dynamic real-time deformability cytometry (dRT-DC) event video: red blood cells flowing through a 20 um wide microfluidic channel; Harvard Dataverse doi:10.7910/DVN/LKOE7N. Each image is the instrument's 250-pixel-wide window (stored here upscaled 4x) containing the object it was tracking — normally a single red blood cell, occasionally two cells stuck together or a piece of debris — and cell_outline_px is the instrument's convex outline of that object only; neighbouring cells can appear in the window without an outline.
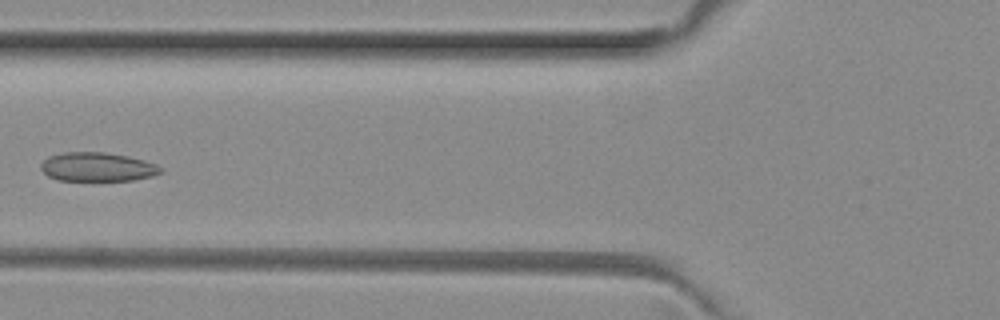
{"species": "common noctule bat (a hibernating species)", "species_latin": "Nyctalus noctula", "temperature_condition": "room temperature", "stored_images_in_passage": 8, "camera_frame_rate_fps": 3000, "um_per_image_px": 0.085, "animal": {"sex": "female", "body_mass_g": 29.2, "forearm_length_mm": 56.3}, "frame": {"image": 1, "passage_image": 6, "time_ms": 1.667, "image_size_px": [1000, 320], "cell_outline_px": [[164, 168], [160, 172], [152, 176], [132, 180], [60, 180], [48, 176], [40, 168], [40, 164], [48, 156], [64, 152], [104, 152], [128, 156], [144, 160], [156, 164]], "centroid_in_image_um": [8.27, 14.18], "position_along_channel_um": 117.5, "area_um2": 20.11}}
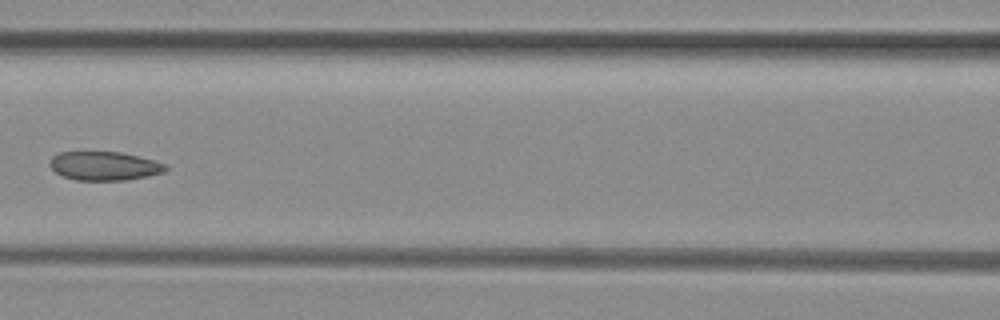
{"frame": {"image": 2, "passage_image": 7, "time_ms": 2.0, "image_size_px": [1000, 320], "cell_outline_px": [[168, 168], [164, 172], [148, 176], [124, 180], [76, 180], [64, 176], [56, 172], [48, 164], [48, 160], [52, 156], [60, 152], [120, 152], [140, 156], [168, 164]], "centroid_in_image_um": [8.88, 14.1], "position_along_channel_um": 157.7, "area_um2": 19.54}}
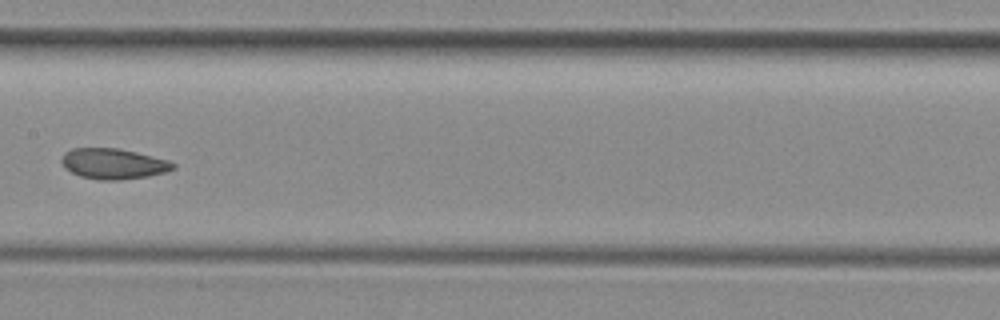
{"frame": {"image": 3, "passage_image": 8, "time_ms": 2.333, "image_size_px": [1000, 320], "cell_outline_px": [[176, 168], [164, 172], [148, 176], [120, 180], [96, 180], [80, 176], [64, 168], [60, 160], [64, 152], [72, 148], [120, 148], [168, 160], [176, 164]], "centroid_in_image_um": [9.61, 13.92], "position_along_channel_um": 197.8, "area_um2": 20.0}}